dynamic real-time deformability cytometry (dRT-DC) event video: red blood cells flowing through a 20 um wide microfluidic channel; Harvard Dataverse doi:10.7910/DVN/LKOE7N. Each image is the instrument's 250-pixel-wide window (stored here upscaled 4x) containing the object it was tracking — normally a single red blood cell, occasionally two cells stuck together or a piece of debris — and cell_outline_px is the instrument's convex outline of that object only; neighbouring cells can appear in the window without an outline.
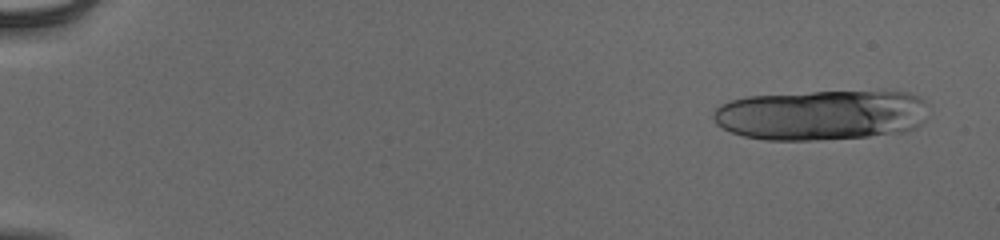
{"species": "human", "species_latin": "Homo sapiens", "temperature_condition": "cold", "stored_images_in_passage": 21, "camera_frame_rate_fps": 3000, "um_per_image_px": 0.085, "donor": {"sex": "male"}, "frame": {"image": 1, "passage_image": 3, "time_ms": 0.667, "image_size_px": [1000, 240], "cell_outline_px": [[928, 104], [924, 120], [916, 128], [908, 132], [868, 136], [816, 140], [764, 140], [744, 136], [732, 132], [716, 124], [712, 116], [712, 112], [720, 104], [728, 100], [748, 96], [812, 92], [908, 92], [920, 96], [928, 100]], "centroid_in_image_um": [69.83, 9.78], "position_along_channel_um": 15.2, "area_um2": 63.52}}